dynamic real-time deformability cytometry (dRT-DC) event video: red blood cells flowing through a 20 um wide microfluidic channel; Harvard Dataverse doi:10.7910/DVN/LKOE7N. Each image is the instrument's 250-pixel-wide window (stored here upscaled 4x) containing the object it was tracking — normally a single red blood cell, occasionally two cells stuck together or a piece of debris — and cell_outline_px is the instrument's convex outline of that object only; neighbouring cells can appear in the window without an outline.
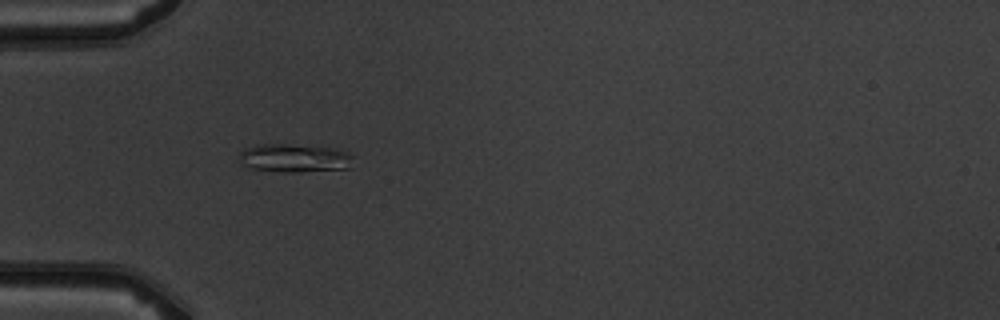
{"species": "common noctule bat (a hibernating species)", "species_latin": "Nyctalus noctula", "temperature_condition": "warm", "stored_images_in_passage": 6, "camera_frame_rate_fps": 3000, "um_per_image_px": 0.085, "animal": {"sex": "male", "body_mass_g": 19.5, "forearm_length_mm": 54.6}, "frame": {"image": 1, "passage_image": 1, "time_ms": 0.0, "image_size_px": [1000, 320], "cell_outline_px": [[352, 156], [348, 168], [300, 172], [284, 172], [252, 168], [240, 164], [236, 156], [244, 148], [256, 144], [284, 144], [336, 148], [348, 152]], "centroid_in_image_um": [24.94, 13.43], "position_along_channel_um": 60.1, "area_um2": 18.96}}
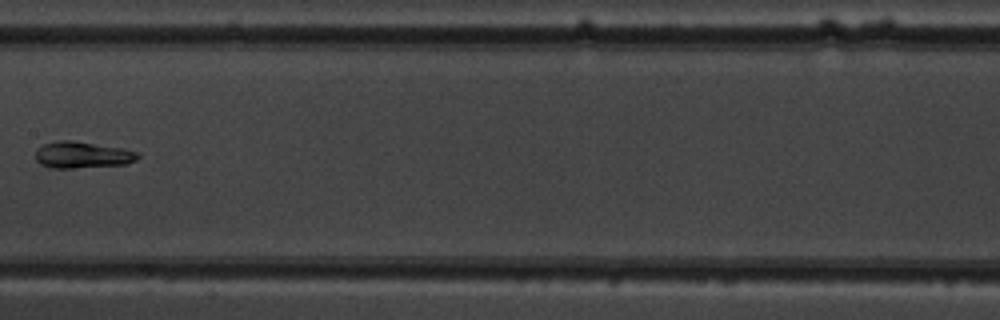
{"frame": {"image": 2, "passage_image": 4, "time_ms": 3.667, "image_size_px": [1000, 320], "cell_outline_px": [[140, 156], [136, 160], [128, 164], [72, 168], [52, 168], [40, 164], [36, 160], [36, 152], [44, 144], [60, 140], [68, 140], [124, 148], [140, 152]], "centroid_in_image_um": [7.05, 13.17], "position_along_channel_um": 200.3, "area_um2": 15.78}}
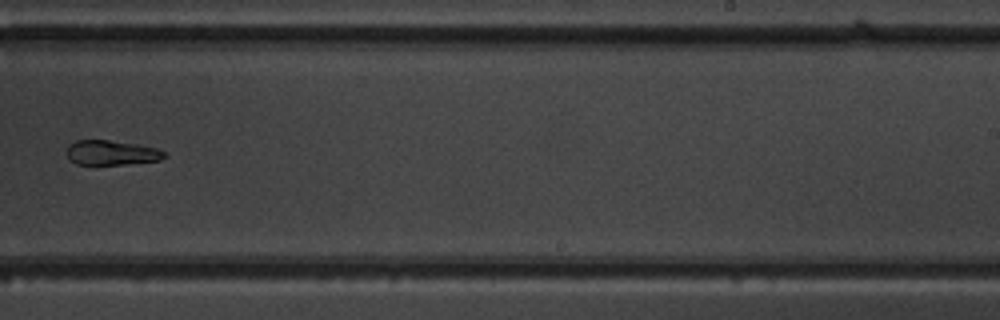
{"frame": {"image": 3, "passage_image": 6, "time_ms": 5.667, "image_size_px": [1000, 320], "cell_outline_px": [[168, 156], [160, 160], [124, 164], [76, 164], [68, 160], [68, 144], [76, 140], [108, 140], [136, 144], [156, 148], [164, 152]], "centroid_in_image_um": [9.46, 12.98], "position_along_channel_um": 279.5, "area_um2": 13.99}}